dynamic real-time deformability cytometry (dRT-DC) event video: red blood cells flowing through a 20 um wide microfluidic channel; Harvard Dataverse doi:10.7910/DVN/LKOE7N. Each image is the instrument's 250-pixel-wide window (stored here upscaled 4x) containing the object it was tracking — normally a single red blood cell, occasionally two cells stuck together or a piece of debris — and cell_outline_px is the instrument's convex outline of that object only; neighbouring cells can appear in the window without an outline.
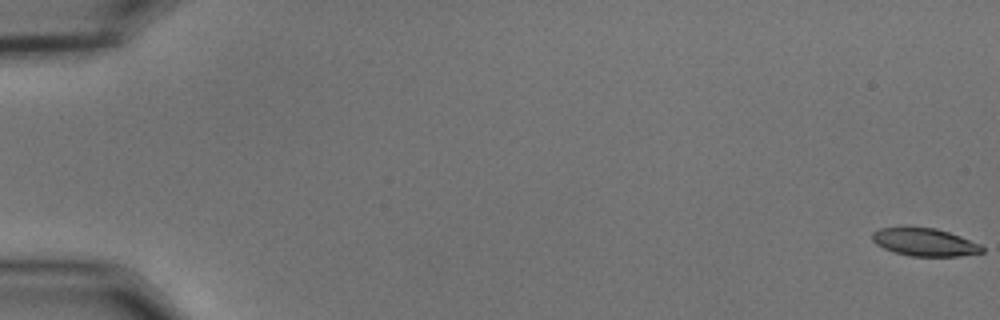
{"species": "common noctule bat (a hibernating species)", "species_latin": "Nyctalus noctula", "temperature_condition": "cold", "stored_images_in_passage": 14, "camera_frame_rate_fps": 3000, "um_per_image_px": 0.085, "animal": {"sex": "male", "body_mass_g": 15.6}, "frame": {"image": 1, "passage_image": 1, "time_ms": 0.0, "image_size_px": [1000, 320], "cell_outline_px": [[984, 252], [960, 256], [908, 256], [892, 252], [876, 244], [872, 240], [872, 232], [880, 228], [900, 224], [904, 224], [936, 228], [960, 236], [980, 244], [984, 248]], "centroid_in_image_um": [78.52, 20.54], "position_along_channel_um": 6.5, "area_um2": 18.55}}
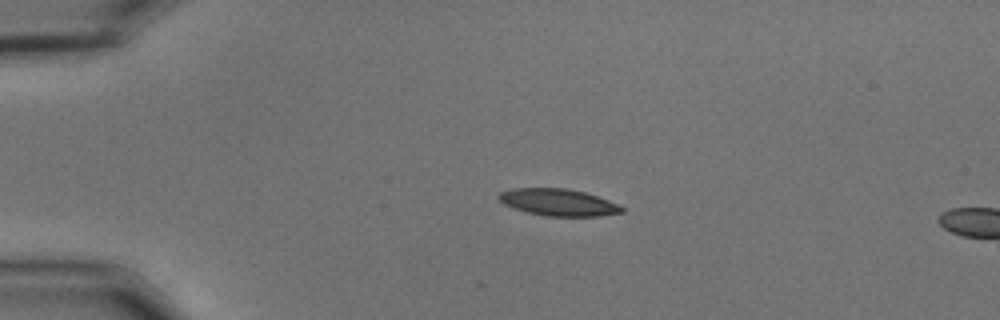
{"frame": {"image": 2, "passage_image": 14, "time_ms": 4.333, "image_size_px": [1000, 320], "cell_outline_px": [[624, 212], [600, 216], [544, 216], [528, 212], [504, 204], [496, 196], [500, 192], [512, 188], [568, 188], [584, 192], [620, 204], [624, 208]], "centroid_in_image_um": [47.48, 17.19], "position_along_channel_um": 37.5, "area_um2": 19.31}}